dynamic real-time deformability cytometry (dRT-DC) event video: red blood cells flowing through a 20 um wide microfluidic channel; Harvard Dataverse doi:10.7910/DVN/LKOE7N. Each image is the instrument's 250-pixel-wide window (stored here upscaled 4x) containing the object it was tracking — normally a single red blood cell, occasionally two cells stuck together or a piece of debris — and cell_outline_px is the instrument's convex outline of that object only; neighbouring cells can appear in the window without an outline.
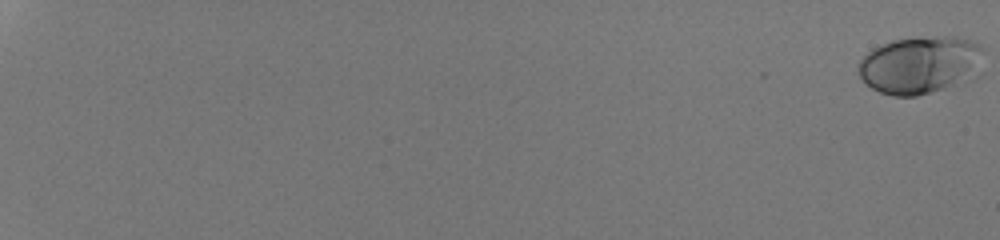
{"species": "human", "species_latin": "Homo sapiens", "temperature_condition": "room temperature", "stored_images_in_passage": 55, "camera_frame_rate_fps": 3000, "um_per_image_px": 0.085, "donor": {"sex": "male"}, "frame": {"image": 1, "passage_image": 1, "time_ms": 0.0, "image_size_px": [1000, 240], "cell_outline_px": [[984, 48], [980, 76], [976, 80], [916, 96], [892, 96], [880, 92], [872, 88], [860, 76], [860, 60], [872, 48], [880, 44], [892, 40], [912, 36], [956, 36], [976, 40]], "centroid_in_image_um": [78.34, 5.49], "position_along_channel_um": 6.7, "area_um2": 43.35}}
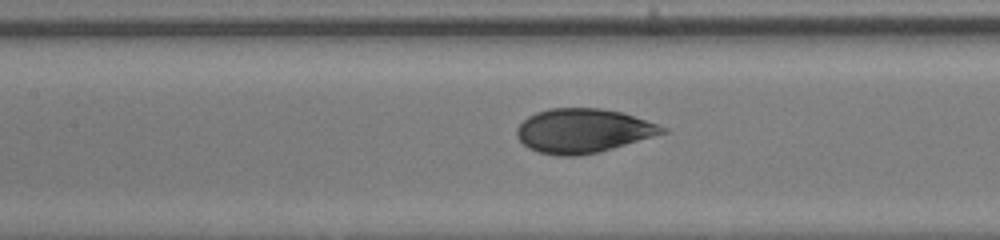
{"frame": {"image": 2, "passage_image": 32, "time_ms": 10.333, "image_size_px": [1000, 240], "cell_outline_px": [[668, 132], [600, 152], [576, 156], [560, 156], [540, 152], [528, 148], [516, 136], [516, 128], [528, 116], [536, 112], [548, 108], [600, 108], [620, 112], [668, 128]], "centroid_in_image_um": [49.54, 11.12], "position_along_channel_um": 157.9, "area_um2": 37.28}}
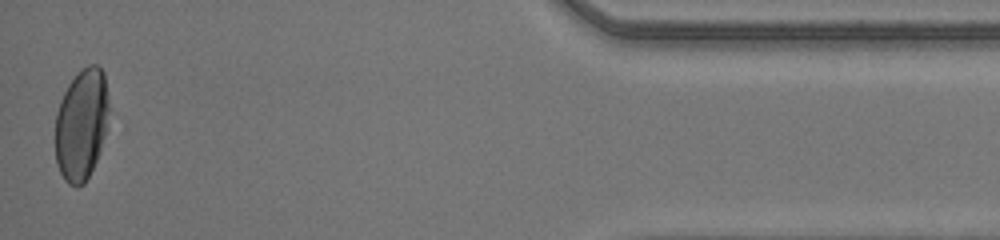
{"frame": {"image": 3, "passage_image": 55, "time_ms": 18.0, "image_size_px": [1000, 240], "cell_outline_px": [[108, 128], [96, 160], [84, 184], [76, 188], [68, 184], [64, 180], [56, 164], [56, 112], [60, 100], [68, 84], [88, 64], [96, 64], [104, 72], [108, 104]], "centroid_in_image_um": [6.92, 10.61], "position_along_channel_um": 428.3, "area_um2": 34.85}, "authors_computed_cell_mechanics": {"area_um2": 38.0902, "velocity_mm_per_s": 4.248, "shape_relaxation_time_tau1_ms": 4.6645, "shape_relaxation_time_tau2_ms": null, "deformation_change_tau1": 0.1701, "deformation_change_tau2": null}}